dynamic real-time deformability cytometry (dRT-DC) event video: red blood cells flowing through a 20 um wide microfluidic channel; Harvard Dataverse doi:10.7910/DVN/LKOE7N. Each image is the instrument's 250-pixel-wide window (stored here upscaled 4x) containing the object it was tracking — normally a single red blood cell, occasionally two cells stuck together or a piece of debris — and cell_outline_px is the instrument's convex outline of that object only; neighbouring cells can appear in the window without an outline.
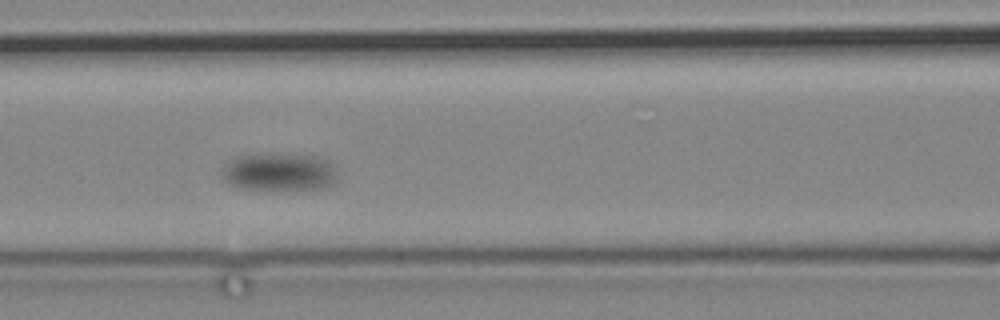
{"species": "common noctule bat (a hibernating species)", "species_latin": "Nyctalus noctula", "temperature_condition": "cold", "stored_images_in_passage": 7, "camera_frame_rate_fps": 3000, "um_per_image_px": 0.085, "animal": {"sex": "male", "body_mass_g": 19.2, "forearm_length_mm": 51.8}, "frame": {"image": 1, "passage_image": 4, "time_ms": 3.667, "image_size_px": [1000, 320], "cell_outline_px": [[340, 180], [332, 184], [320, 188], [240, 188], [228, 184], [220, 176], [220, 172], [224, 164], [228, 160], [236, 156], [248, 152], [268, 152], [320, 156], [332, 160], [340, 176]], "centroid_in_image_um": [23.73, 14.54], "position_along_channel_um": 142.9, "area_um2": 26.59}}
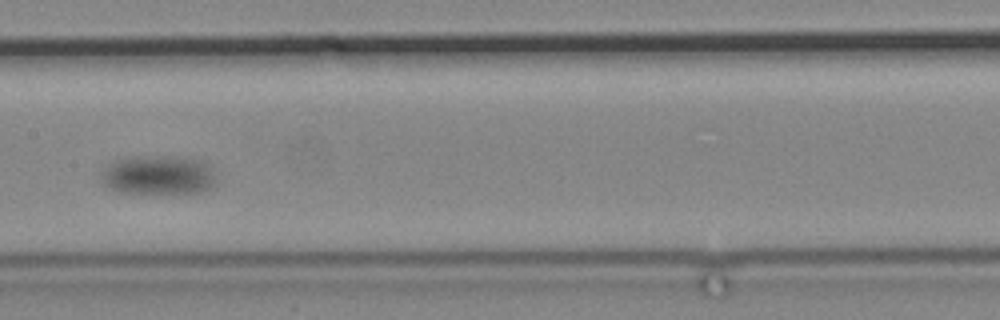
{"frame": {"image": 2, "passage_image": 6, "time_ms": 6.0, "image_size_px": [1000, 320], "cell_outline_px": [[216, 184], [200, 192], [116, 192], [104, 184], [100, 180], [100, 168], [116, 160], [132, 156], [184, 156], [208, 164], [212, 172]], "centroid_in_image_um": [13.37, 14.85], "position_along_channel_um": 194.0, "area_um2": 26.24}}